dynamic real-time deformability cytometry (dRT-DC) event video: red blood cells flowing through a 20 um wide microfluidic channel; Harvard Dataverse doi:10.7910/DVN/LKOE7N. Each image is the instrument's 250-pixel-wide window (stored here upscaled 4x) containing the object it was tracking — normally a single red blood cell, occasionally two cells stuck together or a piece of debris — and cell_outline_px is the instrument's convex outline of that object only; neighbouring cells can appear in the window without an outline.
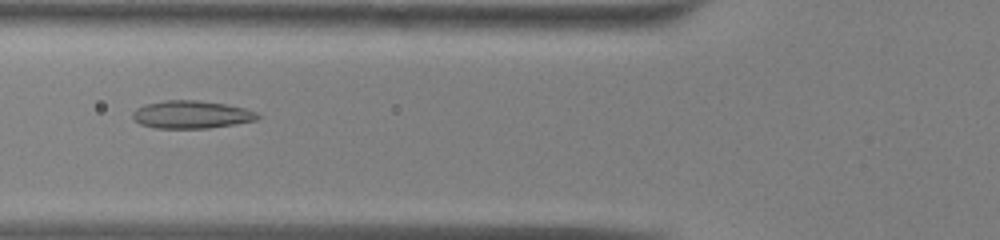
{"species": "common noctule bat (a hibernating species)", "species_latin": "Nyctalus noctula", "temperature_condition": "warm", "stored_images_in_passage": 44, "camera_frame_rate_fps": 3000, "um_per_image_px": 0.085, "animal": {"sex": "male", "body_mass_g": 13.0, "forearm_length_mm": 53.1}, "frame": {"image": 1, "passage_image": 12, "time_ms": 3.667, "image_size_px": [1000, 240], "cell_outline_px": [[260, 116], [256, 120], [236, 124], [208, 128], [156, 128], [140, 124], [132, 116], [132, 112], [136, 108], [144, 104], [164, 100], [200, 100], [228, 104], [244, 108], [256, 112]], "centroid_in_image_um": [16.27, 9.73], "position_along_channel_um": 109.5, "area_um2": 20.35}}
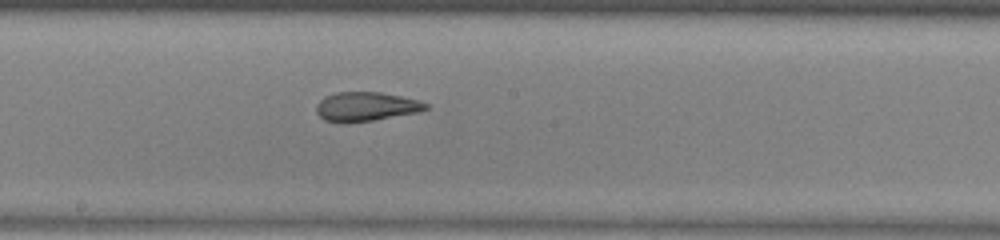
{"frame": {"image": 2, "passage_image": 20, "time_ms": 6.333, "image_size_px": [1000, 240], "cell_outline_px": [[428, 108], [420, 112], [348, 124], [336, 124], [324, 120], [316, 112], [316, 104], [324, 96], [336, 92], [380, 92], [400, 96], [416, 100], [428, 104]], "centroid_in_image_um": [31.04, 9.08], "position_along_channel_um": 217.2, "area_um2": 18.84}}
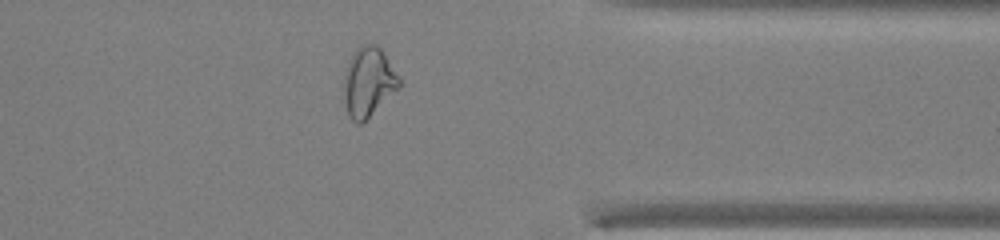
{"frame": {"image": 3, "passage_image": 33, "time_ms": 10.667, "image_size_px": [1000, 240], "cell_outline_px": [[400, 88], [360, 124], [356, 124], [352, 120], [348, 112], [344, 96], [344, 72], [348, 60], [356, 48], [360, 44], [376, 44], [380, 48], [400, 76]], "centroid_in_image_um": [31.32, 6.93], "position_along_channel_um": 380.1, "area_um2": 22.37}, "authors_computed_cell_mechanics": {"area_um2": 21.2704, "velocity_mm_per_s": 4.0376, "shape_relaxation_time_tau1_ms": null, "shape_relaxation_time_tau2_ms": 1.5272, "deformation_change_tau1": null, "deformation_change_tau2": 0.0909}}